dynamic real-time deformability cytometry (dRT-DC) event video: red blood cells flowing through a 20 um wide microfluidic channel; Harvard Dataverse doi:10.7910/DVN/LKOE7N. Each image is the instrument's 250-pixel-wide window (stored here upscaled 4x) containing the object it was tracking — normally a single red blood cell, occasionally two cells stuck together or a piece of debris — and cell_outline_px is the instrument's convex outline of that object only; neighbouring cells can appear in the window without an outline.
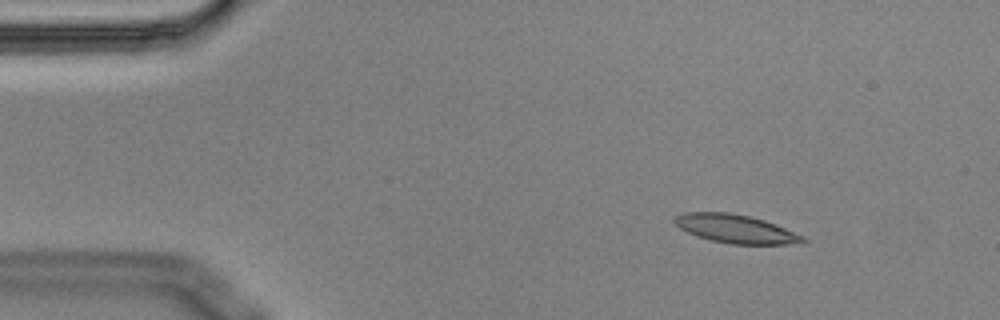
{"species": "Egyptian fruit bat (a non-hibernating species)", "species_latin": "Rousettus aegyptiacus", "temperature_condition": "cold", "stored_images_in_passage": 3, "camera_frame_rate_fps": 3000, "um_per_image_px": 0.085, "animal": {"sex": "male"}, "frame": {"image": 1, "passage_image": 1, "time_ms": 0.0, "image_size_px": [1000, 320], "cell_outline_px": [[808, 240], [800, 244], [728, 244], [696, 236], [680, 228], [672, 220], [672, 216], [684, 212], [728, 212], [748, 216], [764, 220], [776, 224], [804, 236]], "centroid_in_image_um": [62.53, 19.45], "position_along_channel_um": 22.5, "area_um2": 21.44}}